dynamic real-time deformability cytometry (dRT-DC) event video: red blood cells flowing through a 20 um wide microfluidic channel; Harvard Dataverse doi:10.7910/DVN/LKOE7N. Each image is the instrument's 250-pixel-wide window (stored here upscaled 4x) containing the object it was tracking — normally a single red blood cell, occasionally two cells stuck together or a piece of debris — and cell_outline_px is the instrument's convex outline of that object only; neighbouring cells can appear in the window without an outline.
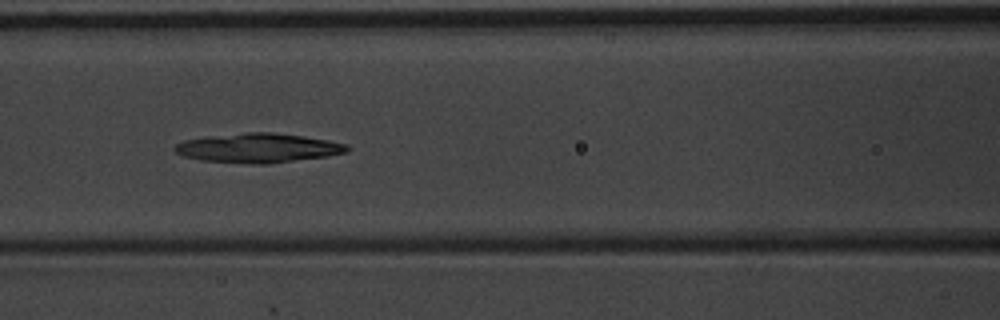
{"species": "common noctule bat (a hibernating species)", "species_latin": "Nyctalus noctula", "temperature_condition": "warm", "stored_images_in_passage": 8, "camera_frame_rate_fps": 3000, "um_per_image_px": 0.085, "animal": {"sex": "male", "body_mass_g": 20.1, "forearm_length_mm": 53.5}, "frame": {"image": 1, "passage_image": 7, "time_ms": 2.0, "image_size_px": [1000, 320], "cell_outline_px": [[352, 148], [348, 152], [328, 156], [268, 164], [252, 164], [200, 160], [184, 156], [176, 152], [172, 148], [176, 144], [184, 140], [208, 136], [248, 132], [272, 132], [304, 136], [328, 140], [348, 144]], "centroid_in_image_um": [21.98, 12.58], "position_along_channel_um": 144.6, "area_um2": 29.65}}
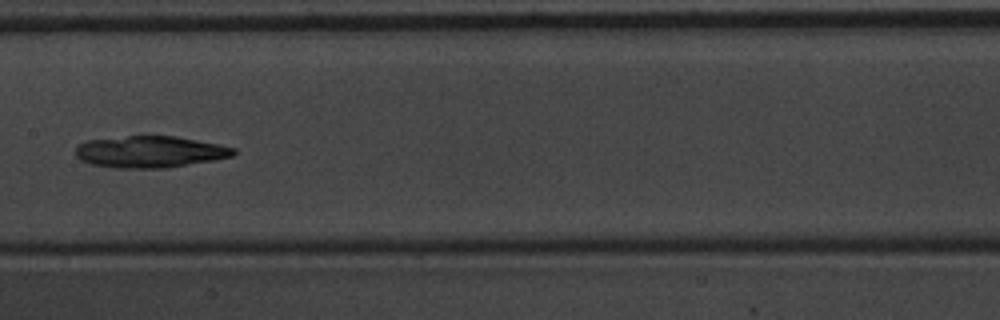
{"frame": {"image": 2, "passage_image": 8, "time_ms": 2.333, "image_size_px": [1000, 320], "cell_outline_px": [[236, 152], [232, 156], [212, 160], [168, 168], [112, 168], [88, 164], [80, 160], [76, 156], [76, 148], [80, 144], [88, 140], [128, 136], [176, 136], [236, 148]], "centroid_in_image_um": [12.71, 12.91], "position_along_channel_um": 194.7, "area_um2": 29.07}}